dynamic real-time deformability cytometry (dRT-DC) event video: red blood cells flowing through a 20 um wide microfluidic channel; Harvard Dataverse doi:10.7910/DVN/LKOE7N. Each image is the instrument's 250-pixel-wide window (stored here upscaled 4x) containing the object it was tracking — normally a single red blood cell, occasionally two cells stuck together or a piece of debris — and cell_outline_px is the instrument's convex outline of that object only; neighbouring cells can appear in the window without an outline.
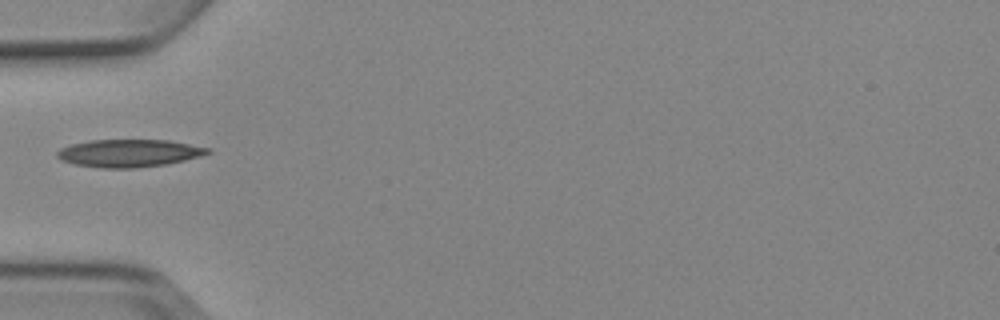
{"species": "Egyptian fruit bat (a non-hibernating species)", "species_latin": "Rousettus aegyptiacus", "temperature_condition": "cold", "stored_images_in_passage": 2, "camera_frame_rate_fps": 3000, "um_per_image_px": 0.085, "animal": {"sex": "female"}, "frame": {"image": 1, "passage_image": 1, "time_ms": 0.0, "image_size_px": [1000, 320], "cell_outline_px": [[212, 152], [200, 156], [184, 160], [164, 164], [132, 168], [104, 168], [76, 164], [60, 160], [56, 156], [56, 152], [60, 148], [72, 144], [92, 140], [168, 140], [212, 148]], "centroid_in_image_um": [10.97, 13.01], "position_along_channel_um": 74.0, "area_um2": 24.1}}
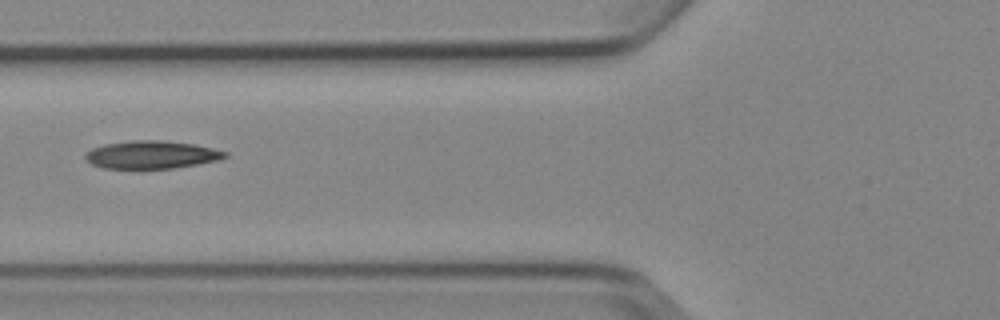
{"frame": {"image": 2, "passage_image": 2, "time_ms": 1.0, "image_size_px": [1000, 320], "cell_outline_px": [[228, 156], [220, 160], [200, 164], [172, 168], [104, 168], [92, 164], [84, 156], [92, 148], [104, 144], [132, 140], [164, 140], [192, 144], [212, 148], [228, 152]], "centroid_in_image_um": [12.92, 13.15], "position_along_channel_um": 112.9, "area_um2": 22.6}}